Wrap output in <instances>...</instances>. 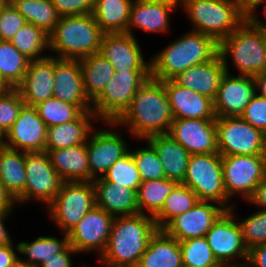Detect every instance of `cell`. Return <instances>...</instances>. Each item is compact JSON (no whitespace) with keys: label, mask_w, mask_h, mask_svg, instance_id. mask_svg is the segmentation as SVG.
<instances>
[{"label":"cell","mask_w":266,"mask_h":267,"mask_svg":"<svg viewBox=\"0 0 266 267\" xmlns=\"http://www.w3.org/2000/svg\"><path fill=\"white\" fill-rule=\"evenodd\" d=\"M174 119L163 82L150 77L115 122L102 124L117 129L126 125L125 128L135 140L143 141L152 135L168 133Z\"/></svg>","instance_id":"obj_1"},{"label":"cell","mask_w":266,"mask_h":267,"mask_svg":"<svg viewBox=\"0 0 266 267\" xmlns=\"http://www.w3.org/2000/svg\"><path fill=\"white\" fill-rule=\"evenodd\" d=\"M157 230L154 218L142 213L115 217L106 249L98 261L105 267H137Z\"/></svg>","instance_id":"obj_2"},{"label":"cell","mask_w":266,"mask_h":267,"mask_svg":"<svg viewBox=\"0 0 266 267\" xmlns=\"http://www.w3.org/2000/svg\"><path fill=\"white\" fill-rule=\"evenodd\" d=\"M257 17V13L248 12L246 20L219 42L218 54L227 73H230L228 58L237 68L238 75L254 77L262 72L266 56V23Z\"/></svg>","instance_id":"obj_3"},{"label":"cell","mask_w":266,"mask_h":267,"mask_svg":"<svg viewBox=\"0 0 266 267\" xmlns=\"http://www.w3.org/2000/svg\"><path fill=\"white\" fill-rule=\"evenodd\" d=\"M177 38L151 57V78L158 81L173 79L189 67L218 55L219 43L208 35L190 29Z\"/></svg>","instance_id":"obj_4"},{"label":"cell","mask_w":266,"mask_h":267,"mask_svg":"<svg viewBox=\"0 0 266 267\" xmlns=\"http://www.w3.org/2000/svg\"><path fill=\"white\" fill-rule=\"evenodd\" d=\"M103 31L92 13L60 16L49 34V51L60 59H81L98 53Z\"/></svg>","instance_id":"obj_5"},{"label":"cell","mask_w":266,"mask_h":267,"mask_svg":"<svg viewBox=\"0 0 266 267\" xmlns=\"http://www.w3.org/2000/svg\"><path fill=\"white\" fill-rule=\"evenodd\" d=\"M181 7L193 25L191 30L208 35L218 43L246 20V14L235 0H184Z\"/></svg>","instance_id":"obj_6"},{"label":"cell","mask_w":266,"mask_h":267,"mask_svg":"<svg viewBox=\"0 0 266 267\" xmlns=\"http://www.w3.org/2000/svg\"><path fill=\"white\" fill-rule=\"evenodd\" d=\"M182 184L191 188L199 201L215 202L226 210L232 208L224 186L222 156L218 152L191 154Z\"/></svg>","instance_id":"obj_7"},{"label":"cell","mask_w":266,"mask_h":267,"mask_svg":"<svg viewBox=\"0 0 266 267\" xmlns=\"http://www.w3.org/2000/svg\"><path fill=\"white\" fill-rule=\"evenodd\" d=\"M150 77L151 71L115 72L104 90L92 101V112L98 122H115Z\"/></svg>","instance_id":"obj_8"},{"label":"cell","mask_w":266,"mask_h":267,"mask_svg":"<svg viewBox=\"0 0 266 267\" xmlns=\"http://www.w3.org/2000/svg\"><path fill=\"white\" fill-rule=\"evenodd\" d=\"M96 205L92 181L63 182L55 199L46 207L49 218L67 234Z\"/></svg>","instance_id":"obj_9"},{"label":"cell","mask_w":266,"mask_h":267,"mask_svg":"<svg viewBox=\"0 0 266 267\" xmlns=\"http://www.w3.org/2000/svg\"><path fill=\"white\" fill-rule=\"evenodd\" d=\"M218 153L227 155H264L266 134L242 117H216Z\"/></svg>","instance_id":"obj_10"},{"label":"cell","mask_w":266,"mask_h":267,"mask_svg":"<svg viewBox=\"0 0 266 267\" xmlns=\"http://www.w3.org/2000/svg\"><path fill=\"white\" fill-rule=\"evenodd\" d=\"M25 172V188L16 199L17 204H27L32 199L47 207L64 182L52 166L47 151L25 152Z\"/></svg>","instance_id":"obj_11"},{"label":"cell","mask_w":266,"mask_h":267,"mask_svg":"<svg viewBox=\"0 0 266 267\" xmlns=\"http://www.w3.org/2000/svg\"><path fill=\"white\" fill-rule=\"evenodd\" d=\"M222 169L227 196L233 201L239 195L247 201L266 177V158L264 155L222 156Z\"/></svg>","instance_id":"obj_12"},{"label":"cell","mask_w":266,"mask_h":267,"mask_svg":"<svg viewBox=\"0 0 266 267\" xmlns=\"http://www.w3.org/2000/svg\"><path fill=\"white\" fill-rule=\"evenodd\" d=\"M233 208L234 206L226 210L205 235L214 256L221 265L242 264L248 257V248L244 244L237 221L239 215H236Z\"/></svg>","instance_id":"obj_13"},{"label":"cell","mask_w":266,"mask_h":267,"mask_svg":"<svg viewBox=\"0 0 266 267\" xmlns=\"http://www.w3.org/2000/svg\"><path fill=\"white\" fill-rule=\"evenodd\" d=\"M114 218L95 205L67 233L69 245L78 253L96 251L99 258L106 249Z\"/></svg>","instance_id":"obj_14"},{"label":"cell","mask_w":266,"mask_h":267,"mask_svg":"<svg viewBox=\"0 0 266 267\" xmlns=\"http://www.w3.org/2000/svg\"><path fill=\"white\" fill-rule=\"evenodd\" d=\"M94 129L86 141L91 181L102 178L107 170L130 150L120 132L113 131L112 128Z\"/></svg>","instance_id":"obj_15"},{"label":"cell","mask_w":266,"mask_h":267,"mask_svg":"<svg viewBox=\"0 0 266 267\" xmlns=\"http://www.w3.org/2000/svg\"><path fill=\"white\" fill-rule=\"evenodd\" d=\"M136 36L128 33L103 34L99 53L113 66L115 72L151 71V61H145Z\"/></svg>","instance_id":"obj_16"},{"label":"cell","mask_w":266,"mask_h":267,"mask_svg":"<svg viewBox=\"0 0 266 267\" xmlns=\"http://www.w3.org/2000/svg\"><path fill=\"white\" fill-rule=\"evenodd\" d=\"M225 211V208L215 202L198 201L193 208L173 218L162 230L179 242L205 237Z\"/></svg>","instance_id":"obj_17"},{"label":"cell","mask_w":266,"mask_h":267,"mask_svg":"<svg viewBox=\"0 0 266 267\" xmlns=\"http://www.w3.org/2000/svg\"><path fill=\"white\" fill-rule=\"evenodd\" d=\"M256 94L254 77L226 72L213 100L216 117H241Z\"/></svg>","instance_id":"obj_18"},{"label":"cell","mask_w":266,"mask_h":267,"mask_svg":"<svg viewBox=\"0 0 266 267\" xmlns=\"http://www.w3.org/2000/svg\"><path fill=\"white\" fill-rule=\"evenodd\" d=\"M47 126L34 106L24 105L5 134L6 146L23 152H41L46 147Z\"/></svg>","instance_id":"obj_19"},{"label":"cell","mask_w":266,"mask_h":267,"mask_svg":"<svg viewBox=\"0 0 266 267\" xmlns=\"http://www.w3.org/2000/svg\"><path fill=\"white\" fill-rule=\"evenodd\" d=\"M168 133L190 155L218 152L215 119H174Z\"/></svg>","instance_id":"obj_20"},{"label":"cell","mask_w":266,"mask_h":267,"mask_svg":"<svg viewBox=\"0 0 266 267\" xmlns=\"http://www.w3.org/2000/svg\"><path fill=\"white\" fill-rule=\"evenodd\" d=\"M55 57L51 55L38 60H31L21 84L17 87L22 100L27 106L53 97Z\"/></svg>","instance_id":"obj_21"},{"label":"cell","mask_w":266,"mask_h":267,"mask_svg":"<svg viewBox=\"0 0 266 267\" xmlns=\"http://www.w3.org/2000/svg\"><path fill=\"white\" fill-rule=\"evenodd\" d=\"M175 119H216L214 101L177 84L173 79L162 81Z\"/></svg>","instance_id":"obj_22"},{"label":"cell","mask_w":266,"mask_h":267,"mask_svg":"<svg viewBox=\"0 0 266 267\" xmlns=\"http://www.w3.org/2000/svg\"><path fill=\"white\" fill-rule=\"evenodd\" d=\"M53 97L74 105H92L84 90L83 74L78 59L55 57Z\"/></svg>","instance_id":"obj_23"},{"label":"cell","mask_w":266,"mask_h":267,"mask_svg":"<svg viewBox=\"0 0 266 267\" xmlns=\"http://www.w3.org/2000/svg\"><path fill=\"white\" fill-rule=\"evenodd\" d=\"M178 7L162 2L134 0L131 5L127 33L135 36V27L146 33H167L170 31L171 12Z\"/></svg>","instance_id":"obj_24"},{"label":"cell","mask_w":266,"mask_h":267,"mask_svg":"<svg viewBox=\"0 0 266 267\" xmlns=\"http://www.w3.org/2000/svg\"><path fill=\"white\" fill-rule=\"evenodd\" d=\"M225 73V66L218 54L210 61L189 67L174 77L173 80L185 88L214 100Z\"/></svg>","instance_id":"obj_25"},{"label":"cell","mask_w":266,"mask_h":267,"mask_svg":"<svg viewBox=\"0 0 266 267\" xmlns=\"http://www.w3.org/2000/svg\"><path fill=\"white\" fill-rule=\"evenodd\" d=\"M92 182L95 187L96 206L114 217L139 213L137 191L106 181L103 177Z\"/></svg>","instance_id":"obj_26"},{"label":"cell","mask_w":266,"mask_h":267,"mask_svg":"<svg viewBox=\"0 0 266 267\" xmlns=\"http://www.w3.org/2000/svg\"><path fill=\"white\" fill-rule=\"evenodd\" d=\"M156 151L165 177L182 183L186 173L190 154L169 133L156 134L144 140Z\"/></svg>","instance_id":"obj_27"},{"label":"cell","mask_w":266,"mask_h":267,"mask_svg":"<svg viewBox=\"0 0 266 267\" xmlns=\"http://www.w3.org/2000/svg\"><path fill=\"white\" fill-rule=\"evenodd\" d=\"M64 182L91 181L86 143L61 149H45Z\"/></svg>","instance_id":"obj_28"},{"label":"cell","mask_w":266,"mask_h":267,"mask_svg":"<svg viewBox=\"0 0 266 267\" xmlns=\"http://www.w3.org/2000/svg\"><path fill=\"white\" fill-rule=\"evenodd\" d=\"M98 121L92 111L83 112L77 119L47 128L45 149H61L86 143Z\"/></svg>","instance_id":"obj_29"},{"label":"cell","mask_w":266,"mask_h":267,"mask_svg":"<svg viewBox=\"0 0 266 267\" xmlns=\"http://www.w3.org/2000/svg\"><path fill=\"white\" fill-rule=\"evenodd\" d=\"M137 267H183L179 241L158 229L149 240Z\"/></svg>","instance_id":"obj_30"},{"label":"cell","mask_w":266,"mask_h":267,"mask_svg":"<svg viewBox=\"0 0 266 267\" xmlns=\"http://www.w3.org/2000/svg\"><path fill=\"white\" fill-rule=\"evenodd\" d=\"M134 0H95L93 16L103 33H127Z\"/></svg>","instance_id":"obj_31"},{"label":"cell","mask_w":266,"mask_h":267,"mask_svg":"<svg viewBox=\"0 0 266 267\" xmlns=\"http://www.w3.org/2000/svg\"><path fill=\"white\" fill-rule=\"evenodd\" d=\"M79 61L83 74L84 90L87 97L93 101L112 79L115 70L112 64L99 52L81 58Z\"/></svg>","instance_id":"obj_32"},{"label":"cell","mask_w":266,"mask_h":267,"mask_svg":"<svg viewBox=\"0 0 266 267\" xmlns=\"http://www.w3.org/2000/svg\"><path fill=\"white\" fill-rule=\"evenodd\" d=\"M0 181L16 200L26 183L25 152L5 147L0 152Z\"/></svg>","instance_id":"obj_33"},{"label":"cell","mask_w":266,"mask_h":267,"mask_svg":"<svg viewBox=\"0 0 266 267\" xmlns=\"http://www.w3.org/2000/svg\"><path fill=\"white\" fill-rule=\"evenodd\" d=\"M179 184L167 178L141 181L137 191L139 213L155 217L162 209L166 197Z\"/></svg>","instance_id":"obj_34"},{"label":"cell","mask_w":266,"mask_h":267,"mask_svg":"<svg viewBox=\"0 0 266 267\" xmlns=\"http://www.w3.org/2000/svg\"><path fill=\"white\" fill-rule=\"evenodd\" d=\"M61 234L63 235L61 239L55 236H40L31 242H19L17 244L19 258L33 267H39L45 260L61 252L69 244L67 234ZM20 254L26 255L27 258H21Z\"/></svg>","instance_id":"obj_35"},{"label":"cell","mask_w":266,"mask_h":267,"mask_svg":"<svg viewBox=\"0 0 266 267\" xmlns=\"http://www.w3.org/2000/svg\"><path fill=\"white\" fill-rule=\"evenodd\" d=\"M27 22L50 34L60 19L51 0H9Z\"/></svg>","instance_id":"obj_36"},{"label":"cell","mask_w":266,"mask_h":267,"mask_svg":"<svg viewBox=\"0 0 266 267\" xmlns=\"http://www.w3.org/2000/svg\"><path fill=\"white\" fill-rule=\"evenodd\" d=\"M10 42L30 60L43 59L48 56L45 52L49 51V34L30 22H26Z\"/></svg>","instance_id":"obj_37"},{"label":"cell","mask_w":266,"mask_h":267,"mask_svg":"<svg viewBox=\"0 0 266 267\" xmlns=\"http://www.w3.org/2000/svg\"><path fill=\"white\" fill-rule=\"evenodd\" d=\"M198 201L191 188L179 183L166 197L161 211L154 217L158 229L162 230L173 218L193 208Z\"/></svg>","instance_id":"obj_38"},{"label":"cell","mask_w":266,"mask_h":267,"mask_svg":"<svg viewBox=\"0 0 266 267\" xmlns=\"http://www.w3.org/2000/svg\"><path fill=\"white\" fill-rule=\"evenodd\" d=\"M47 128L77 119L83 112L92 111V105H74L51 97L34 106Z\"/></svg>","instance_id":"obj_39"},{"label":"cell","mask_w":266,"mask_h":267,"mask_svg":"<svg viewBox=\"0 0 266 267\" xmlns=\"http://www.w3.org/2000/svg\"><path fill=\"white\" fill-rule=\"evenodd\" d=\"M30 61L10 41L0 40V75L12 88L21 84Z\"/></svg>","instance_id":"obj_40"},{"label":"cell","mask_w":266,"mask_h":267,"mask_svg":"<svg viewBox=\"0 0 266 267\" xmlns=\"http://www.w3.org/2000/svg\"><path fill=\"white\" fill-rule=\"evenodd\" d=\"M183 267H221L205 237L179 242Z\"/></svg>","instance_id":"obj_41"},{"label":"cell","mask_w":266,"mask_h":267,"mask_svg":"<svg viewBox=\"0 0 266 267\" xmlns=\"http://www.w3.org/2000/svg\"><path fill=\"white\" fill-rule=\"evenodd\" d=\"M103 178L106 181L117 183L118 185L125 186L135 191H138V187L142 181L136 162L134 161L130 151L118 159L107 170Z\"/></svg>","instance_id":"obj_42"},{"label":"cell","mask_w":266,"mask_h":267,"mask_svg":"<svg viewBox=\"0 0 266 267\" xmlns=\"http://www.w3.org/2000/svg\"><path fill=\"white\" fill-rule=\"evenodd\" d=\"M146 144V148L141 147L133 151L132 149L129 150L136 162L142 181L166 178L155 149L148 142Z\"/></svg>","instance_id":"obj_43"},{"label":"cell","mask_w":266,"mask_h":267,"mask_svg":"<svg viewBox=\"0 0 266 267\" xmlns=\"http://www.w3.org/2000/svg\"><path fill=\"white\" fill-rule=\"evenodd\" d=\"M245 246L249 249L266 244V210L258 209L243 220L237 219Z\"/></svg>","instance_id":"obj_44"},{"label":"cell","mask_w":266,"mask_h":267,"mask_svg":"<svg viewBox=\"0 0 266 267\" xmlns=\"http://www.w3.org/2000/svg\"><path fill=\"white\" fill-rule=\"evenodd\" d=\"M25 105L17 88L0 95V130L6 134Z\"/></svg>","instance_id":"obj_45"},{"label":"cell","mask_w":266,"mask_h":267,"mask_svg":"<svg viewBox=\"0 0 266 267\" xmlns=\"http://www.w3.org/2000/svg\"><path fill=\"white\" fill-rule=\"evenodd\" d=\"M26 22L18 10L8 1L0 13V40L11 41Z\"/></svg>","instance_id":"obj_46"},{"label":"cell","mask_w":266,"mask_h":267,"mask_svg":"<svg viewBox=\"0 0 266 267\" xmlns=\"http://www.w3.org/2000/svg\"><path fill=\"white\" fill-rule=\"evenodd\" d=\"M241 117L266 134V98L256 94L246 106Z\"/></svg>","instance_id":"obj_47"},{"label":"cell","mask_w":266,"mask_h":267,"mask_svg":"<svg viewBox=\"0 0 266 267\" xmlns=\"http://www.w3.org/2000/svg\"><path fill=\"white\" fill-rule=\"evenodd\" d=\"M95 0H51L60 16L92 13Z\"/></svg>","instance_id":"obj_48"},{"label":"cell","mask_w":266,"mask_h":267,"mask_svg":"<svg viewBox=\"0 0 266 267\" xmlns=\"http://www.w3.org/2000/svg\"><path fill=\"white\" fill-rule=\"evenodd\" d=\"M78 252L71 246L67 245L61 252L54 254L48 260H45L39 267H73L71 255H76Z\"/></svg>","instance_id":"obj_49"},{"label":"cell","mask_w":266,"mask_h":267,"mask_svg":"<svg viewBox=\"0 0 266 267\" xmlns=\"http://www.w3.org/2000/svg\"><path fill=\"white\" fill-rule=\"evenodd\" d=\"M246 263L250 267H266V244L249 248Z\"/></svg>","instance_id":"obj_50"},{"label":"cell","mask_w":266,"mask_h":267,"mask_svg":"<svg viewBox=\"0 0 266 267\" xmlns=\"http://www.w3.org/2000/svg\"><path fill=\"white\" fill-rule=\"evenodd\" d=\"M16 248V249H15ZM18 246L14 244L0 246V267H10L19 258Z\"/></svg>","instance_id":"obj_51"},{"label":"cell","mask_w":266,"mask_h":267,"mask_svg":"<svg viewBox=\"0 0 266 267\" xmlns=\"http://www.w3.org/2000/svg\"><path fill=\"white\" fill-rule=\"evenodd\" d=\"M247 203L254 204L261 210H266V177L258 184L254 194L247 200Z\"/></svg>","instance_id":"obj_52"},{"label":"cell","mask_w":266,"mask_h":267,"mask_svg":"<svg viewBox=\"0 0 266 267\" xmlns=\"http://www.w3.org/2000/svg\"><path fill=\"white\" fill-rule=\"evenodd\" d=\"M13 210H0V246L14 244L12 237L9 235L5 221L12 215Z\"/></svg>","instance_id":"obj_53"},{"label":"cell","mask_w":266,"mask_h":267,"mask_svg":"<svg viewBox=\"0 0 266 267\" xmlns=\"http://www.w3.org/2000/svg\"><path fill=\"white\" fill-rule=\"evenodd\" d=\"M16 204V200L0 181V210H13Z\"/></svg>","instance_id":"obj_54"},{"label":"cell","mask_w":266,"mask_h":267,"mask_svg":"<svg viewBox=\"0 0 266 267\" xmlns=\"http://www.w3.org/2000/svg\"><path fill=\"white\" fill-rule=\"evenodd\" d=\"M256 82V92L259 96L266 98V74H257L254 76Z\"/></svg>","instance_id":"obj_55"},{"label":"cell","mask_w":266,"mask_h":267,"mask_svg":"<svg viewBox=\"0 0 266 267\" xmlns=\"http://www.w3.org/2000/svg\"><path fill=\"white\" fill-rule=\"evenodd\" d=\"M238 7L247 14L256 4L264 0H235Z\"/></svg>","instance_id":"obj_56"},{"label":"cell","mask_w":266,"mask_h":267,"mask_svg":"<svg viewBox=\"0 0 266 267\" xmlns=\"http://www.w3.org/2000/svg\"><path fill=\"white\" fill-rule=\"evenodd\" d=\"M13 89L7 81L0 75V95L6 94Z\"/></svg>","instance_id":"obj_57"},{"label":"cell","mask_w":266,"mask_h":267,"mask_svg":"<svg viewBox=\"0 0 266 267\" xmlns=\"http://www.w3.org/2000/svg\"><path fill=\"white\" fill-rule=\"evenodd\" d=\"M145 1H149V2H162V3H167L169 5H173V6H182V4L184 3V0H145Z\"/></svg>","instance_id":"obj_58"},{"label":"cell","mask_w":266,"mask_h":267,"mask_svg":"<svg viewBox=\"0 0 266 267\" xmlns=\"http://www.w3.org/2000/svg\"><path fill=\"white\" fill-rule=\"evenodd\" d=\"M10 267H33L26 262H23L20 258L16 259Z\"/></svg>","instance_id":"obj_59"},{"label":"cell","mask_w":266,"mask_h":267,"mask_svg":"<svg viewBox=\"0 0 266 267\" xmlns=\"http://www.w3.org/2000/svg\"><path fill=\"white\" fill-rule=\"evenodd\" d=\"M5 134L0 130V152L6 147Z\"/></svg>","instance_id":"obj_60"},{"label":"cell","mask_w":266,"mask_h":267,"mask_svg":"<svg viewBox=\"0 0 266 267\" xmlns=\"http://www.w3.org/2000/svg\"><path fill=\"white\" fill-rule=\"evenodd\" d=\"M266 3V0H264V1H261V2H259L258 4H256L249 12H257V8L259 7V6H261L262 5V3ZM265 11V12H264ZM263 11V14H265V16H266V4H265V10Z\"/></svg>","instance_id":"obj_61"},{"label":"cell","mask_w":266,"mask_h":267,"mask_svg":"<svg viewBox=\"0 0 266 267\" xmlns=\"http://www.w3.org/2000/svg\"><path fill=\"white\" fill-rule=\"evenodd\" d=\"M221 267H250L246 262L242 264L222 265Z\"/></svg>","instance_id":"obj_62"},{"label":"cell","mask_w":266,"mask_h":267,"mask_svg":"<svg viewBox=\"0 0 266 267\" xmlns=\"http://www.w3.org/2000/svg\"><path fill=\"white\" fill-rule=\"evenodd\" d=\"M9 0H0V13H1V10L2 8L7 4Z\"/></svg>","instance_id":"obj_63"},{"label":"cell","mask_w":266,"mask_h":267,"mask_svg":"<svg viewBox=\"0 0 266 267\" xmlns=\"http://www.w3.org/2000/svg\"><path fill=\"white\" fill-rule=\"evenodd\" d=\"M266 55V54H265ZM261 74H266V56H265V60H264V67L262 69Z\"/></svg>","instance_id":"obj_64"},{"label":"cell","mask_w":266,"mask_h":267,"mask_svg":"<svg viewBox=\"0 0 266 267\" xmlns=\"http://www.w3.org/2000/svg\"><path fill=\"white\" fill-rule=\"evenodd\" d=\"M264 156L266 158V141H265V151H264Z\"/></svg>","instance_id":"obj_65"}]
</instances>
